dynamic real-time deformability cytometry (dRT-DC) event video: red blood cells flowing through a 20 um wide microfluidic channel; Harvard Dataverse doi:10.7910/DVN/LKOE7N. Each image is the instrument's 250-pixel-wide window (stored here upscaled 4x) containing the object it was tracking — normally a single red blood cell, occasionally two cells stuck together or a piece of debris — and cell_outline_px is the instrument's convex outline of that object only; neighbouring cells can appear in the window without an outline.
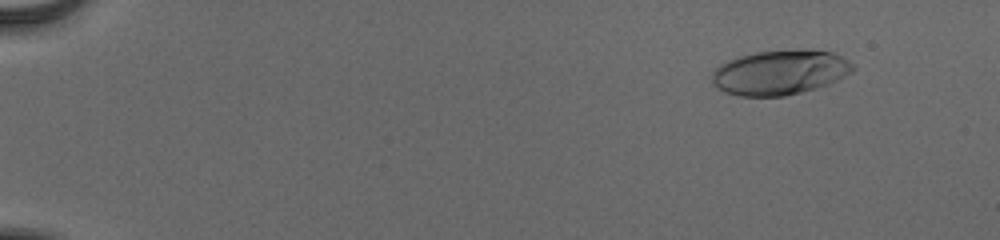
{"species": "human", "species_latin": "Homo sapiens", "temperature_condition": "cold", "stored_images_in_passage": 25, "camera_frame_rate_fps": 3000, "um_per_image_px": 0.085, "donor": {"sex": "male"}, "frame": {"image": 1, "passage_image": 7, "time_ms": 2.0, "image_size_px": [1000, 240], "cell_outline_px": [[856, 68], [844, 76], [828, 84], [816, 88], [784, 96], [740, 96], [724, 92], [716, 88], [712, 84], [712, 72], [720, 64], [728, 60], [740, 56], [756, 52], [796, 48], [804, 48], [832, 52], [848, 60]], "centroid_in_image_um": [66.27, 6.14], "position_along_channel_um": 18.7, "area_um2": 36.99}}
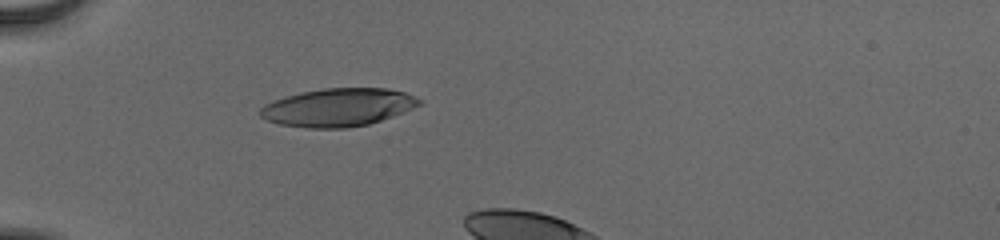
{"frame": {"image": 2, "passage_image": 20, "time_ms": 6.333, "image_size_px": [1000, 240], "cell_outline_px": [[424, 100], [420, 104], [412, 108], [392, 116], [368, 124], [348, 128], [308, 128], [280, 124], [268, 120], [260, 116], [260, 108], [264, 104], [272, 100], [300, 92], [324, 88], [388, 88], [404, 92]], "centroid_in_image_um": [28.72, 9.12], "position_along_channel_um": 56.3, "area_um2": 35.2}}